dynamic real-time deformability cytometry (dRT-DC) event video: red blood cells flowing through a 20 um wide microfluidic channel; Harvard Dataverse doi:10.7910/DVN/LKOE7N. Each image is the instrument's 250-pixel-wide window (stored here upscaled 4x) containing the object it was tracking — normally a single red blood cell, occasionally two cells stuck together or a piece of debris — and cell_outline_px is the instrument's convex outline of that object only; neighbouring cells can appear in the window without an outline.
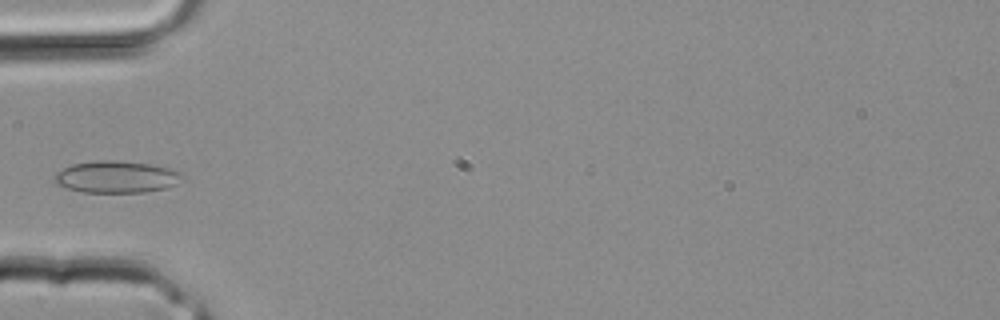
{"species": "common noctule bat (a hibernating species)", "species_latin": "Nyctalus noctula", "temperature_condition": "room temperature", "stored_images_in_passage": 2, "camera_frame_rate_fps": 3000, "um_per_image_px": 0.085, "animal": {"sex": "male", "body_mass_g": 20.4}, "frame": {"image": 1, "passage_image": 2, "time_ms": 0.333, "image_size_px": [1000, 320], "cell_outline_px": [[184, 176], [172, 184], [164, 188], [144, 192], [80, 192], [56, 184], [52, 180], [56, 172], [72, 164], [100, 160], [112, 160], [148, 164], [168, 168], [184, 172]], "centroid_in_image_um": [9.84, 15.03], "position_along_channel_um": 75.2, "area_um2": 23.52}}